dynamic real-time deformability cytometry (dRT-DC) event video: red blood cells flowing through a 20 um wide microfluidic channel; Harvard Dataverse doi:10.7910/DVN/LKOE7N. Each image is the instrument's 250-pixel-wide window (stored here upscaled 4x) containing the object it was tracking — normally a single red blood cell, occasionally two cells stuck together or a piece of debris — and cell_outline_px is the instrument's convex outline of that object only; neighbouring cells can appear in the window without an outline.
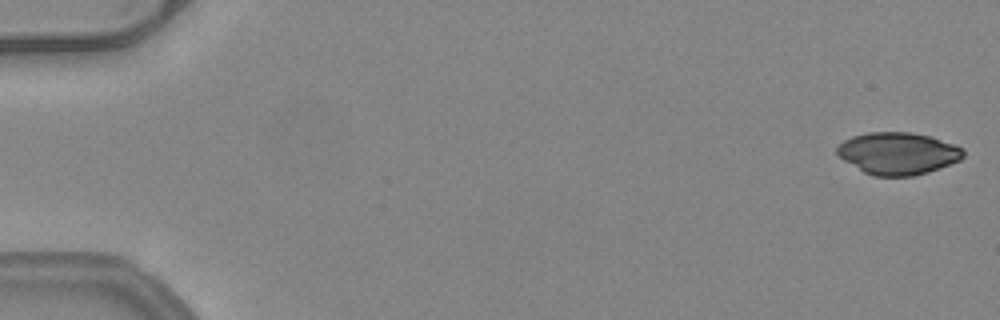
{"species": "common noctule bat (a hibernating species)", "species_latin": "Nyctalus noctula", "temperature_condition": "warm", "stored_images_in_passage": 51, "camera_frame_rate_fps": 3000, "um_per_image_px": 0.085, "animal": {"sex": "female", "body_mass_g": 24.6, "forearm_length_mm": 56.2}, "frame": {"image": 1, "passage_image": 1, "time_ms": 0.0, "image_size_px": [1000, 320], "cell_outline_px": [[964, 156], [960, 160], [940, 168], [928, 172], [912, 176], [872, 176], [864, 172], [844, 160], [836, 152], [836, 148], [844, 140], [852, 136], [868, 132], [912, 132], [928, 136], [964, 148]], "centroid_in_image_um": [76.32, 13.04], "position_along_channel_um": 8.7, "area_um2": 30.87}}